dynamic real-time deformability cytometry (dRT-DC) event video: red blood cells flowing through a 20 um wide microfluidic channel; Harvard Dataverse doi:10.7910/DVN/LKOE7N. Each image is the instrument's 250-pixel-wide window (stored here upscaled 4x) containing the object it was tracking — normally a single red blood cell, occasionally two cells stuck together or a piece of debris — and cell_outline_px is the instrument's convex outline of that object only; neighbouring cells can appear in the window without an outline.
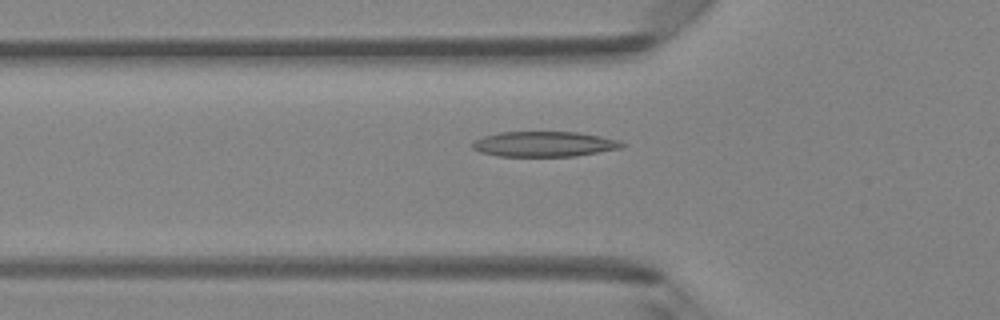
{"species": "Egyptian fruit bat (a non-hibernating species)", "species_latin": "Rousettus aegyptiacus", "temperature_condition": "room temperature", "stored_images_in_passage": 41, "camera_frame_rate_fps": 3000, "um_per_image_px": 0.085, "animal": {"sex": "female"}, "frame": {"image": 1, "passage_image": 9, "time_ms": 2.667, "image_size_px": [1000, 320], "cell_outline_px": [[628, 144], [620, 148], [576, 156], [496, 156], [480, 152], [472, 148], [472, 140], [484, 136], [500, 132], [576, 132], [600, 136], [620, 140]], "centroid_in_image_um": [46.25, 12.24], "position_along_channel_um": 79.6, "area_um2": 22.08}}
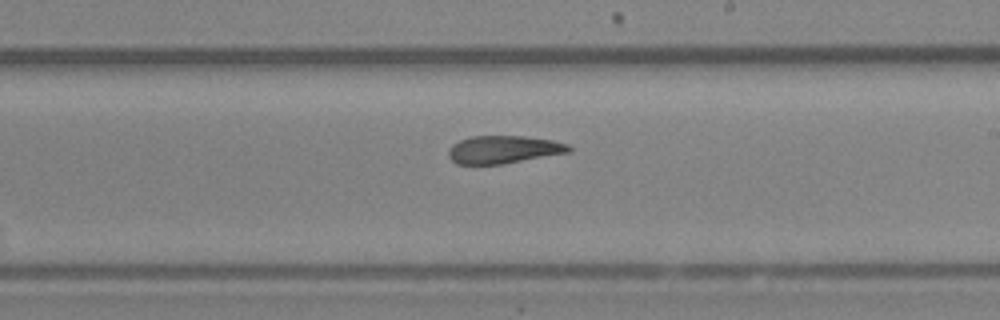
{"frame": {"image": 2, "passage_image": 21, "time_ms": 6.667, "image_size_px": [1000, 320], "cell_outline_px": [[572, 152], [504, 164], [456, 164], [448, 156], [448, 148], [452, 144], [460, 140], [472, 136], [524, 136], [552, 140], [568, 144], [572, 148]], "centroid_in_image_um": [42.82, 12.71], "position_along_channel_um": 246.2, "area_um2": 19.71}}
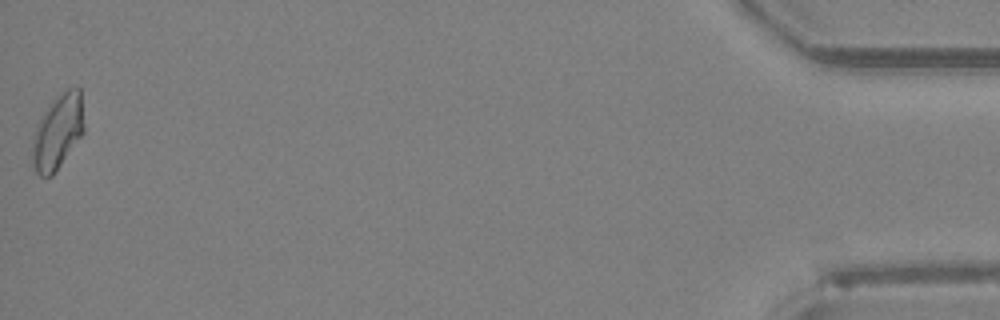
{"frame": {"image": 3, "passage_image": 41, "time_ms": 13.333, "image_size_px": [1000, 320], "cell_outline_px": [[84, 132], [52, 176], [40, 176], [36, 172], [32, 164], [32, 140], [36, 128], [44, 112], [52, 100], [60, 92], [68, 88], [80, 88], [84, 124]], "centroid_in_image_um": [4.91, 11.2], "position_along_channel_um": 430.3, "area_um2": 22.37}, "authors_computed_cell_mechanics": {"area_um2": 20.7502, "velocity_mm_per_s": 4.1832, "shape_relaxation_time_tau1_ms": null, "shape_relaxation_time_tau2_ms": 3.0126, "deformation_change_tau1": null, "deformation_change_tau2": 0.1193}}